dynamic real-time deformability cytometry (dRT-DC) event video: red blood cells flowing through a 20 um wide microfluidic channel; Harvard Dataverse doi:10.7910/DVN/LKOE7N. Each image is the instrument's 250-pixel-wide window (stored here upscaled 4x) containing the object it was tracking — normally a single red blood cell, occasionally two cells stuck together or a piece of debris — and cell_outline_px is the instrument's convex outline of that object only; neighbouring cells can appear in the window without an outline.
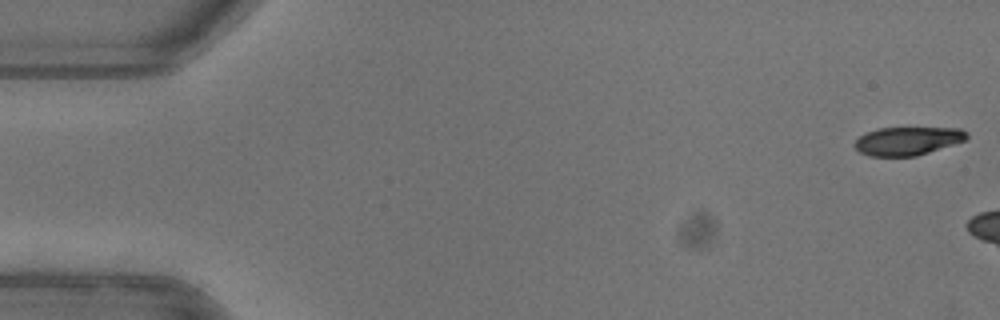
{"species": "common noctule bat (a hibernating species)", "species_latin": "Nyctalus noctula", "temperature_condition": "warm", "stored_images_in_passage": 7, "camera_frame_rate_fps": 3000, "um_per_image_px": 0.085, "animal": {"sex": "female"}, "frame": {"image": 1, "passage_image": 1, "time_ms": 0.0, "image_size_px": [1000, 320], "cell_outline_px": [[968, 136], [964, 140], [916, 156], [868, 156], [860, 152], [852, 144], [860, 136], [876, 128], [960, 128], [968, 132]], "centroid_in_image_um": [77.11, 11.98], "position_along_channel_um": 7.9, "area_um2": 18.32}}